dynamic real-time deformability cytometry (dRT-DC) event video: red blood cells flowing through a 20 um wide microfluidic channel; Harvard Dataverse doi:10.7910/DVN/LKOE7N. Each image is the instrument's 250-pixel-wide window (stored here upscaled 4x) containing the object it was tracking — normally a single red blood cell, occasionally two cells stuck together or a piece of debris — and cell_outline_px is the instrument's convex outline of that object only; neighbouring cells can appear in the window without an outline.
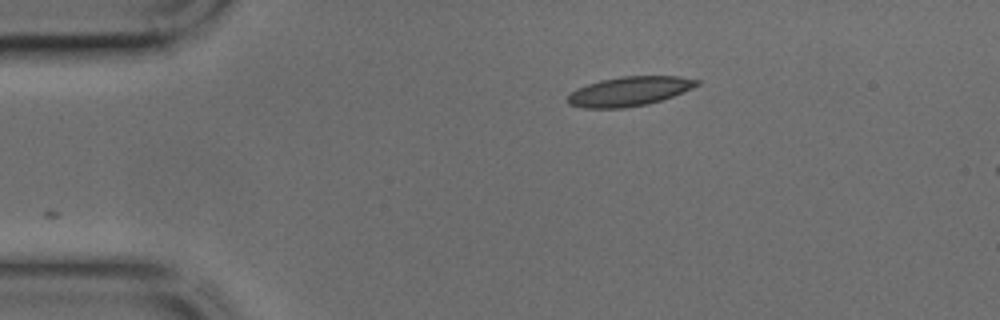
{"species": "common noctule bat (a hibernating species)", "species_latin": "Nyctalus noctula", "temperature_condition": "cold", "stored_images_in_passage": 6, "camera_frame_rate_fps": 3000, "um_per_image_px": 0.085, "animal": {"sex": "male", "body_mass_g": 17.9, "forearm_length_mm": 54.2}, "frame": {"image": 1, "passage_image": 1, "time_ms": 0.0, "image_size_px": [1000, 320], "cell_outline_px": [[700, 84], [692, 88], [672, 96], [648, 104], [624, 108], [584, 108], [568, 104], [568, 96], [572, 92], [588, 84], [600, 80], [624, 76], [680, 76], [700, 80]], "centroid_in_image_um": [53.52, 7.76], "position_along_channel_um": 31.5, "area_um2": 21.91}}